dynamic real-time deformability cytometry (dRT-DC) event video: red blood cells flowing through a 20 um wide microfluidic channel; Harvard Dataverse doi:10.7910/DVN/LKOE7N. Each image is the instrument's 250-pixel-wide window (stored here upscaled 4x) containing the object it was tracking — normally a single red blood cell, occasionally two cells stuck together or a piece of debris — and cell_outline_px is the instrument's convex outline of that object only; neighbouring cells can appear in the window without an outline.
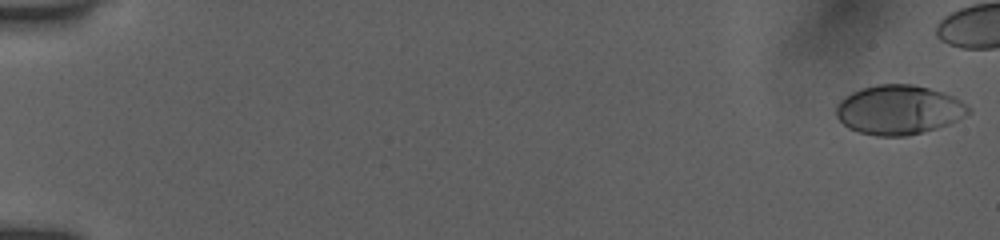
{"species": "human", "species_latin": "Homo sapiens", "temperature_condition": "room temperature", "stored_images_in_passage": 47, "camera_frame_rate_fps": 3000, "um_per_image_px": 0.085, "donor": {"sex": "female"}, "frame": {"image": 1, "passage_image": 1, "time_ms": 0.0, "image_size_px": [1000, 240], "cell_outline_px": [[972, 112], [948, 124], [936, 128], [908, 136], [876, 136], [856, 132], [848, 128], [836, 116], [836, 104], [840, 100], [852, 92], [876, 84], [912, 84], [944, 92], [960, 100], [972, 108]], "centroid_in_image_um": [76.39, 9.34], "position_along_channel_um": 8.6, "area_um2": 38.15}}
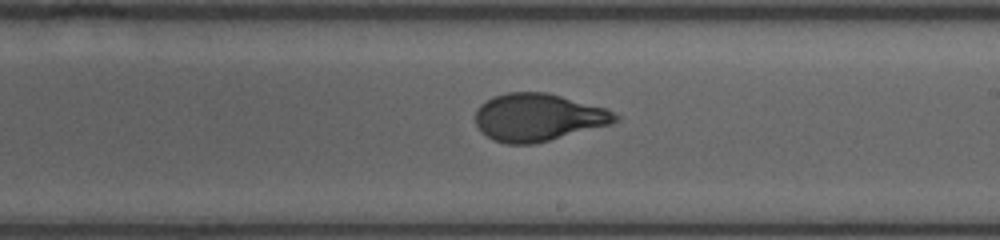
{"frame": {"image": 2, "passage_image": 33, "time_ms": 10.667, "image_size_px": [1000, 240], "cell_outline_px": [[620, 120], [612, 124], [532, 144], [508, 144], [492, 140], [480, 132], [476, 124], [476, 108], [480, 104], [496, 96], [508, 92], [548, 92], [608, 108], [620, 116]], "centroid_in_image_um": [45.76, 9.97], "position_along_channel_um": 243.2, "area_um2": 38.96}}
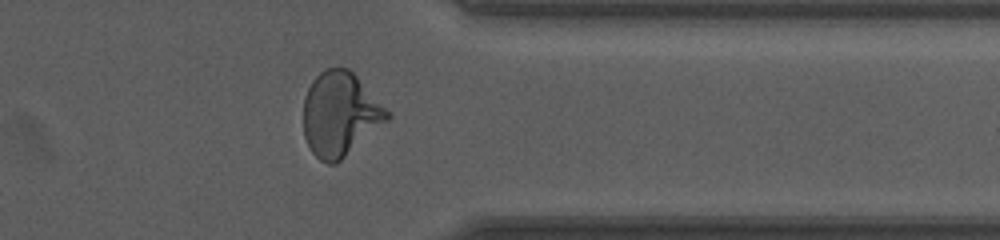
{"frame": {"image": 3, "passage_image": 44, "time_ms": 14.333, "image_size_px": [1000, 240], "cell_outline_px": [[392, 116], [388, 120], [336, 164], [328, 164], [320, 160], [312, 152], [304, 136], [304, 96], [312, 80], [320, 72], [328, 68], [348, 68], [392, 112]], "centroid_in_image_um": [28.92, 9.7], "position_along_channel_um": 382.5, "area_um2": 40.98}}